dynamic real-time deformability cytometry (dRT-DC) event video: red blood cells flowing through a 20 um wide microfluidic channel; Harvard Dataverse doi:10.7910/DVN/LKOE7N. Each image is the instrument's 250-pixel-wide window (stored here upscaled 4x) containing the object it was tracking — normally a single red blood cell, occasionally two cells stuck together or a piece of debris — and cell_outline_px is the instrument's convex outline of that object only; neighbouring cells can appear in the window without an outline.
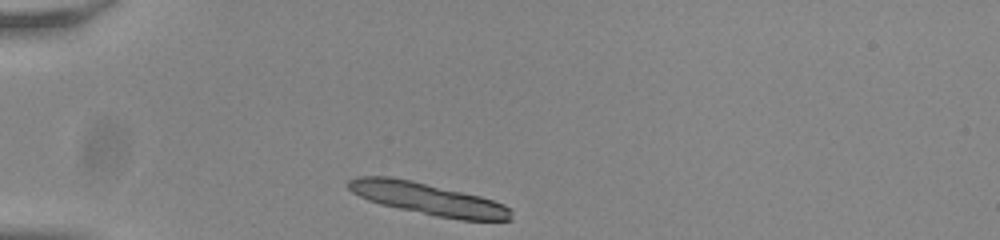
{"species": "common noctule bat (a hibernating species)", "species_latin": "Nyctalus noctula", "temperature_condition": "room temperature", "stored_images_in_passage": 34, "segment_of_instrument_passage": [1, 2], "camera_frame_rate_fps": 3000, "um_per_image_px": 0.085, "animal": {"sex": "male", "body_mass_g": 20.0, "forearm_length_mm": 53.3}, "frame": {"image": 1, "passage_image": 1, "time_ms": 0.0, "image_size_px": [1000, 240], "cell_outline_px": [[512, 220], [460, 220], [436, 216], [380, 204], [368, 200], [352, 192], [344, 184], [348, 180], [356, 176], [388, 176], [412, 180], [480, 196], [504, 204], [512, 208]], "centroid_in_image_um": [36.36, 16.89], "position_along_channel_um": 48.6, "area_um2": 30.4}}